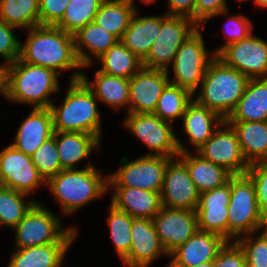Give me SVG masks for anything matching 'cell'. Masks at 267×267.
Returning a JSON list of instances; mask_svg holds the SVG:
<instances>
[{
	"instance_id": "obj_1",
	"label": "cell",
	"mask_w": 267,
	"mask_h": 267,
	"mask_svg": "<svg viewBox=\"0 0 267 267\" xmlns=\"http://www.w3.org/2000/svg\"><path fill=\"white\" fill-rule=\"evenodd\" d=\"M23 62L58 70L83 67L75 52L74 35L52 25L31 28L27 41L20 46Z\"/></svg>"
},
{
	"instance_id": "obj_2",
	"label": "cell",
	"mask_w": 267,
	"mask_h": 267,
	"mask_svg": "<svg viewBox=\"0 0 267 267\" xmlns=\"http://www.w3.org/2000/svg\"><path fill=\"white\" fill-rule=\"evenodd\" d=\"M81 75L78 72L73 75L63 105L57 108L51 103L49 107L54 132H81L100 139V114L96 107V97L81 80Z\"/></svg>"
},
{
	"instance_id": "obj_3",
	"label": "cell",
	"mask_w": 267,
	"mask_h": 267,
	"mask_svg": "<svg viewBox=\"0 0 267 267\" xmlns=\"http://www.w3.org/2000/svg\"><path fill=\"white\" fill-rule=\"evenodd\" d=\"M249 80L215 56L200 83L201 94L195 101L226 120L244 94Z\"/></svg>"
},
{
	"instance_id": "obj_4",
	"label": "cell",
	"mask_w": 267,
	"mask_h": 267,
	"mask_svg": "<svg viewBox=\"0 0 267 267\" xmlns=\"http://www.w3.org/2000/svg\"><path fill=\"white\" fill-rule=\"evenodd\" d=\"M6 67L5 97L27 103L35 108H49V95L58 91L59 84L54 70L21 61L19 58Z\"/></svg>"
},
{
	"instance_id": "obj_5",
	"label": "cell",
	"mask_w": 267,
	"mask_h": 267,
	"mask_svg": "<svg viewBox=\"0 0 267 267\" xmlns=\"http://www.w3.org/2000/svg\"><path fill=\"white\" fill-rule=\"evenodd\" d=\"M46 185L50 186L51 193L58 199L65 214H69L104 194L108 188V178L103 180L98 170L89 164L80 170H62Z\"/></svg>"
},
{
	"instance_id": "obj_6",
	"label": "cell",
	"mask_w": 267,
	"mask_h": 267,
	"mask_svg": "<svg viewBox=\"0 0 267 267\" xmlns=\"http://www.w3.org/2000/svg\"><path fill=\"white\" fill-rule=\"evenodd\" d=\"M267 228L256 198L253 181L246 175L231 177V196L228 205V240L232 236L252 234Z\"/></svg>"
},
{
	"instance_id": "obj_7",
	"label": "cell",
	"mask_w": 267,
	"mask_h": 267,
	"mask_svg": "<svg viewBox=\"0 0 267 267\" xmlns=\"http://www.w3.org/2000/svg\"><path fill=\"white\" fill-rule=\"evenodd\" d=\"M60 224L59 219L52 212L36 202L13 228L16 231L17 249L73 242L77 230L73 228L62 230Z\"/></svg>"
},
{
	"instance_id": "obj_8",
	"label": "cell",
	"mask_w": 267,
	"mask_h": 267,
	"mask_svg": "<svg viewBox=\"0 0 267 267\" xmlns=\"http://www.w3.org/2000/svg\"><path fill=\"white\" fill-rule=\"evenodd\" d=\"M197 30L191 18L167 14L161 16L160 31L142 61L143 67L168 71L169 63H173L179 47Z\"/></svg>"
},
{
	"instance_id": "obj_9",
	"label": "cell",
	"mask_w": 267,
	"mask_h": 267,
	"mask_svg": "<svg viewBox=\"0 0 267 267\" xmlns=\"http://www.w3.org/2000/svg\"><path fill=\"white\" fill-rule=\"evenodd\" d=\"M125 126L150 149L147 155L173 158L188 151L175 137L170 122L164 121L154 113H128ZM155 151V154L152 152ZM158 152V153H157Z\"/></svg>"
},
{
	"instance_id": "obj_10",
	"label": "cell",
	"mask_w": 267,
	"mask_h": 267,
	"mask_svg": "<svg viewBox=\"0 0 267 267\" xmlns=\"http://www.w3.org/2000/svg\"><path fill=\"white\" fill-rule=\"evenodd\" d=\"M171 159L166 156L145 155L127 162L123 158L122 167L108 177V187H131L161 192L167 164Z\"/></svg>"
},
{
	"instance_id": "obj_11",
	"label": "cell",
	"mask_w": 267,
	"mask_h": 267,
	"mask_svg": "<svg viewBox=\"0 0 267 267\" xmlns=\"http://www.w3.org/2000/svg\"><path fill=\"white\" fill-rule=\"evenodd\" d=\"M212 55L209 59L202 34L198 29L179 47L173 61L175 79L169 82L187 89L194 95L210 62L216 56L214 53Z\"/></svg>"
},
{
	"instance_id": "obj_12",
	"label": "cell",
	"mask_w": 267,
	"mask_h": 267,
	"mask_svg": "<svg viewBox=\"0 0 267 267\" xmlns=\"http://www.w3.org/2000/svg\"><path fill=\"white\" fill-rule=\"evenodd\" d=\"M216 56L249 79L267 78V42L252 34L226 45Z\"/></svg>"
},
{
	"instance_id": "obj_13",
	"label": "cell",
	"mask_w": 267,
	"mask_h": 267,
	"mask_svg": "<svg viewBox=\"0 0 267 267\" xmlns=\"http://www.w3.org/2000/svg\"><path fill=\"white\" fill-rule=\"evenodd\" d=\"M223 125L228 128L214 132L196 153L225 168L232 175L246 174L250 164L242 153L237 133L226 121Z\"/></svg>"
},
{
	"instance_id": "obj_14",
	"label": "cell",
	"mask_w": 267,
	"mask_h": 267,
	"mask_svg": "<svg viewBox=\"0 0 267 267\" xmlns=\"http://www.w3.org/2000/svg\"><path fill=\"white\" fill-rule=\"evenodd\" d=\"M159 241L167 254L184 244L198 229L197 212L163 207L152 219Z\"/></svg>"
},
{
	"instance_id": "obj_15",
	"label": "cell",
	"mask_w": 267,
	"mask_h": 267,
	"mask_svg": "<svg viewBox=\"0 0 267 267\" xmlns=\"http://www.w3.org/2000/svg\"><path fill=\"white\" fill-rule=\"evenodd\" d=\"M41 183L46 184L30 156L12 145L0 152L1 186L27 195Z\"/></svg>"
},
{
	"instance_id": "obj_16",
	"label": "cell",
	"mask_w": 267,
	"mask_h": 267,
	"mask_svg": "<svg viewBox=\"0 0 267 267\" xmlns=\"http://www.w3.org/2000/svg\"><path fill=\"white\" fill-rule=\"evenodd\" d=\"M163 207L196 211L200 193L189 176L187 166L178 159L168 162L161 190Z\"/></svg>"
},
{
	"instance_id": "obj_17",
	"label": "cell",
	"mask_w": 267,
	"mask_h": 267,
	"mask_svg": "<svg viewBox=\"0 0 267 267\" xmlns=\"http://www.w3.org/2000/svg\"><path fill=\"white\" fill-rule=\"evenodd\" d=\"M169 81L168 71L142 67L129 79L128 113H154Z\"/></svg>"
},
{
	"instance_id": "obj_18",
	"label": "cell",
	"mask_w": 267,
	"mask_h": 267,
	"mask_svg": "<svg viewBox=\"0 0 267 267\" xmlns=\"http://www.w3.org/2000/svg\"><path fill=\"white\" fill-rule=\"evenodd\" d=\"M231 178L225 185L200 194L197 207L198 229L222 236L228 241V205Z\"/></svg>"
},
{
	"instance_id": "obj_19",
	"label": "cell",
	"mask_w": 267,
	"mask_h": 267,
	"mask_svg": "<svg viewBox=\"0 0 267 267\" xmlns=\"http://www.w3.org/2000/svg\"><path fill=\"white\" fill-rule=\"evenodd\" d=\"M162 253L167 254L159 241L152 219L134 218L130 250L122 259L125 266L147 267Z\"/></svg>"
},
{
	"instance_id": "obj_20",
	"label": "cell",
	"mask_w": 267,
	"mask_h": 267,
	"mask_svg": "<svg viewBox=\"0 0 267 267\" xmlns=\"http://www.w3.org/2000/svg\"><path fill=\"white\" fill-rule=\"evenodd\" d=\"M226 242L227 240L218 234L198 230L169 254L173 256L169 266L192 267L213 262Z\"/></svg>"
},
{
	"instance_id": "obj_21",
	"label": "cell",
	"mask_w": 267,
	"mask_h": 267,
	"mask_svg": "<svg viewBox=\"0 0 267 267\" xmlns=\"http://www.w3.org/2000/svg\"><path fill=\"white\" fill-rule=\"evenodd\" d=\"M12 146L28 156L54 134L53 119L49 108H35L17 129Z\"/></svg>"
},
{
	"instance_id": "obj_22",
	"label": "cell",
	"mask_w": 267,
	"mask_h": 267,
	"mask_svg": "<svg viewBox=\"0 0 267 267\" xmlns=\"http://www.w3.org/2000/svg\"><path fill=\"white\" fill-rule=\"evenodd\" d=\"M115 188L111 205L128 213L133 218L153 219L162 208L161 192L131 188Z\"/></svg>"
},
{
	"instance_id": "obj_23",
	"label": "cell",
	"mask_w": 267,
	"mask_h": 267,
	"mask_svg": "<svg viewBox=\"0 0 267 267\" xmlns=\"http://www.w3.org/2000/svg\"><path fill=\"white\" fill-rule=\"evenodd\" d=\"M226 122L267 121V78L250 79Z\"/></svg>"
},
{
	"instance_id": "obj_24",
	"label": "cell",
	"mask_w": 267,
	"mask_h": 267,
	"mask_svg": "<svg viewBox=\"0 0 267 267\" xmlns=\"http://www.w3.org/2000/svg\"><path fill=\"white\" fill-rule=\"evenodd\" d=\"M178 157L187 166L189 176L200 194L225 185L233 176L225 168L203 158L198 153L197 156H192L189 151H186L180 153Z\"/></svg>"
},
{
	"instance_id": "obj_25",
	"label": "cell",
	"mask_w": 267,
	"mask_h": 267,
	"mask_svg": "<svg viewBox=\"0 0 267 267\" xmlns=\"http://www.w3.org/2000/svg\"><path fill=\"white\" fill-rule=\"evenodd\" d=\"M135 12L120 41L140 60H144L161 28V16L136 17Z\"/></svg>"
},
{
	"instance_id": "obj_26",
	"label": "cell",
	"mask_w": 267,
	"mask_h": 267,
	"mask_svg": "<svg viewBox=\"0 0 267 267\" xmlns=\"http://www.w3.org/2000/svg\"><path fill=\"white\" fill-rule=\"evenodd\" d=\"M53 135L63 170L74 169L75 164L88 157L92 148L100 143L97 136L87 133L54 132Z\"/></svg>"
},
{
	"instance_id": "obj_27",
	"label": "cell",
	"mask_w": 267,
	"mask_h": 267,
	"mask_svg": "<svg viewBox=\"0 0 267 267\" xmlns=\"http://www.w3.org/2000/svg\"><path fill=\"white\" fill-rule=\"evenodd\" d=\"M182 118L185 133L197 150L215 132L212 130L214 121L216 120L218 126H223L225 121L219 114L198 104L195 100L187 105Z\"/></svg>"
},
{
	"instance_id": "obj_28",
	"label": "cell",
	"mask_w": 267,
	"mask_h": 267,
	"mask_svg": "<svg viewBox=\"0 0 267 267\" xmlns=\"http://www.w3.org/2000/svg\"><path fill=\"white\" fill-rule=\"evenodd\" d=\"M118 41L119 39L116 36L103 29L95 21L90 22L74 34L76 56L83 68H86L92 60L90 55L83 51L84 47L92 52L96 58H99Z\"/></svg>"
},
{
	"instance_id": "obj_29",
	"label": "cell",
	"mask_w": 267,
	"mask_h": 267,
	"mask_svg": "<svg viewBox=\"0 0 267 267\" xmlns=\"http://www.w3.org/2000/svg\"><path fill=\"white\" fill-rule=\"evenodd\" d=\"M235 129L249 164L267 160V121L227 122Z\"/></svg>"
},
{
	"instance_id": "obj_30",
	"label": "cell",
	"mask_w": 267,
	"mask_h": 267,
	"mask_svg": "<svg viewBox=\"0 0 267 267\" xmlns=\"http://www.w3.org/2000/svg\"><path fill=\"white\" fill-rule=\"evenodd\" d=\"M71 243L17 249L8 267H60Z\"/></svg>"
},
{
	"instance_id": "obj_31",
	"label": "cell",
	"mask_w": 267,
	"mask_h": 267,
	"mask_svg": "<svg viewBox=\"0 0 267 267\" xmlns=\"http://www.w3.org/2000/svg\"><path fill=\"white\" fill-rule=\"evenodd\" d=\"M81 80L92 91L94 96L109 106L121 108L129 104V79L110 76L99 70L96 72L95 81L89 83L82 73Z\"/></svg>"
},
{
	"instance_id": "obj_32",
	"label": "cell",
	"mask_w": 267,
	"mask_h": 267,
	"mask_svg": "<svg viewBox=\"0 0 267 267\" xmlns=\"http://www.w3.org/2000/svg\"><path fill=\"white\" fill-rule=\"evenodd\" d=\"M133 3V0H105L94 21L120 40L137 12Z\"/></svg>"
},
{
	"instance_id": "obj_33",
	"label": "cell",
	"mask_w": 267,
	"mask_h": 267,
	"mask_svg": "<svg viewBox=\"0 0 267 267\" xmlns=\"http://www.w3.org/2000/svg\"><path fill=\"white\" fill-rule=\"evenodd\" d=\"M97 59L103 63L100 72L121 78L130 79L143 67L142 60L120 40Z\"/></svg>"
},
{
	"instance_id": "obj_34",
	"label": "cell",
	"mask_w": 267,
	"mask_h": 267,
	"mask_svg": "<svg viewBox=\"0 0 267 267\" xmlns=\"http://www.w3.org/2000/svg\"><path fill=\"white\" fill-rule=\"evenodd\" d=\"M0 18L29 30L40 25L39 0H0Z\"/></svg>"
},
{
	"instance_id": "obj_35",
	"label": "cell",
	"mask_w": 267,
	"mask_h": 267,
	"mask_svg": "<svg viewBox=\"0 0 267 267\" xmlns=\"http://www.w3.org/2000/svg\"><path fill=\"white\" fill-rule=\"evenodd\" d=\"M105 0H70L63 17L55 25L66 33L76 34L80 29L95 20L101 4Z\"/></svg>"
},
{
	"instance_id": "obj_36",
	"label": "cell",
	"mask_w": 267,
	"mask_h": 267,
	"mask_svg": "<svg viewBox=\"0 0 267 267\" xmlns=\"http://www.w3.org/2000/svg\"><path fill=\"white\" fill-rule=\"evenodd\" d=\"M192 96L187 89L169 82L158 99L154 114L172 123L174 119L183 116L187 105L192 101Z\"/></svg>"
},
{
	"instance_id": "obj_37",
	"label": "cell",
	"mask_w": 267,
	"mask_h": 267,
	"mask_svg": "<svg viewBox=\"0 0 267 267\" xmlns=\"http://www.w3.org/2000/svg\"><path fill=\"white\" fill-rule=\"evenodd\" d=\"M26 194L15 191L12 188L0 185V224L14 228L33 207L37 201L31 200L24 203L23 196Z\"/></svg>"
},
{
	"instance_id": "obj_38",
	"label": "cell",
	"mask_w": 267,
	"mask_h": 267,
	"mask_svg": "<svg viewBox=\"0 0 267 267\" xmlns=\"http://www.w3.org/2000/svg\"><path fill=\"white\" fill-rule=\"evenodd\" d=\"M133 219L134 218L128 213L110 205L108 223L116 252L119 254L121 260L129 253L130 250Z\"/></svg>"
},
{
	"instance_id": "obj_39",
	"label": "cell",
	"mask_w": 267,
	"mask_h": 267,
	"mask_svg": "<svg viewBox=\"0 0 267 267\" xmlns=\"http://www.w3.org/2000/svg\"><path fill=\"white\" fill-rule=\"evenodd\" d=\"M31 158L45 182L63 170L59 160L54 135L47 139L35 151Z\"/></svg>"
},
{
	"instance_id": "obj_40",
	"label": "cell",
	"mask_w": 267,
	"mask_h": 267,
	"mask_svg": "<svg viewBox=\"0 0 267 267\" xmlns=\"http://www.w3.org/2000/svg\"><path fill=\"white\" fill-rule=\"evenodd\" d=\"M247 237L235 239L244 251L247 267H267V228L255 239Z\"/></svg>"
},
{
	"instance_id": "obj_41",
	"label": "cell",
	"mask_w": 267,
	"mask_h": 267,
	"mask_svg": "<svg viewBox=\"0 0 267 267\" xmlns=\"http://www.w3.org/2000/svg\"><path fill=\"white\" fill-rule=\"evenodd\" d=\"M246 175L253 181L259 209L267 220V160L250 164Z\"/></svg>"
},
{
	"instance_id": "obj_42",
	"label": "cell",
	"mask_w": 267,
	"mask_h": 267,
	"mask_svg": "<svg viewBox=\"0 0 267 267\" xmlns=\"http://www.w3.org/2000/svg\"><path fill=\"white\" fill-rule=\"evenodd\" d=\"M15 28L0 18V55L7 60L6 65L14 63L20 56L21 43L13 34Z\"/></svg>"
},
{
	"instance_id": "obj_43",
	"label": "cell",
	"mask_w": 267,
	"mask_h": 267,
	"mask_svg": "<svg viewBox=\"0 0 267 267\" xmlns=\"http://www.w3.org/2000/svg\"><path fill=\"white\" fill-rule=\"evenodd\" d=\"M213 267H247L243 249L236 241L232 244L227 241L213 261Z\"/></svg>"
},
{
	"instance_id": "obj_44",
	"label": "cell",
	"mask_w": 267,
	"mask_h": 267,
	"mask_svg": "<svg viewBox=\"0 0 267 267\" xmlns=\"http://www.w3.org/2000/svg\"><path fill=\"white\" fill-rule=\"evenodd\" d=\"M70 0H39L40 25L55 26L63 17Z\"/></svg>"
},
{
	"instance_id": "obj_45",
	"label": "cell",
	"mask_w": 267,
	"mask_h": 267,
	"mask_svg": "<svg viewBox=\"0 0 267 267\" xmlns=\"http://www.w3.org/2000/svg\"><path fill=\"white\" fill-rule=\"evenodd\" d=\"M226 24L225 34L228 35L226 38L228 39L227 44L221 46V48L217 49L214 54L217 55L226 45L231 43L241 41L242 39L247 38L252 32L251 21L242 15L232 16L229 18Z\"/></svg>"
},
{
	"instance_id": "obj_46",
	"label": "cell",
	"mask_w": 267,
	"mask_h": 267,
	"mask_svg": "<svg viewBox=\"0 0 267 267\" xmlns=\"http://www.w3.org/2000/svg\"><path fill=\"white\" fill-rule=\"evenodd\" d=\"M227 12L226 0H196L195 23H206L209 18Z\"/></svg>"
},
{
	"instance_id": "obj_47",
	"label": "cell",
	"mask_w": 267,
	"mask_h": 267,
	"mask_svg": "<svg viewBox=\"0 0 267 267\" xmlns=\"http://www.w3.org/2000/svg\"><path fill=\"white\" fill-rule=\"evenodd\" d=\"M170 6L167 15L191 18L195 22L196 0H168Z\"/></svg>"
},
{
	"instance_id": "obj_48",
	"label": "cell",
	"mask_w": 267,
	"mask_h": 267,
	"mask_svg": "<svg viewBox=\"0 0 267 267\" xmlns=\"http://www.w3.org/2000/svg\"><path fill=\"white\" fill-rule=\"evenodd\" d=\"M6 67L0 66V91L5 95L6 90Z\"/></svg>"
},
{
	"instance_id": "obj_49",
	"label": "cell",
	"mask_w": 267,
	"mask_h": 267,
	"mask_svg": "<svg viewBox=\"0 0 267 267\" xmlns=\"http://www.w3.org/2000/svg\"><path fill=\"white\" fill-rule=\"evenodd\" d=\"M168 267H184V266H168ZM192 267H213V262H206Z\"/></svg>"
},
{
	"instance_id": "obj_50",
	"label": "cell",
	"mask_w": 267,
	"mask_h": 267,
	"mask_svg": "<svg viewBox=\"0 0 267 267\" xmlns=\"http://www.w3.org/2000/svg\"><path fill=\"white\" fill-rule=\"evenodd\" d=\"M254 2L260 7H267V0H254Z\"/></svg>"
},
{
	"instance_id": "obj_51",
	"label": "cell",
	"mask_w": 267,
	"mask_h": 267,
	"mask_svg": "<svg viewBox=\"0 0 267 267\" xmlns=\"http://www.w3.org/2000/svg\"><path fill=\"white\" fill-rule=\"evenodd\" d=\"M145 3H151L153 2L154 0H143Z\"/></svg>"
}]
</instances>
